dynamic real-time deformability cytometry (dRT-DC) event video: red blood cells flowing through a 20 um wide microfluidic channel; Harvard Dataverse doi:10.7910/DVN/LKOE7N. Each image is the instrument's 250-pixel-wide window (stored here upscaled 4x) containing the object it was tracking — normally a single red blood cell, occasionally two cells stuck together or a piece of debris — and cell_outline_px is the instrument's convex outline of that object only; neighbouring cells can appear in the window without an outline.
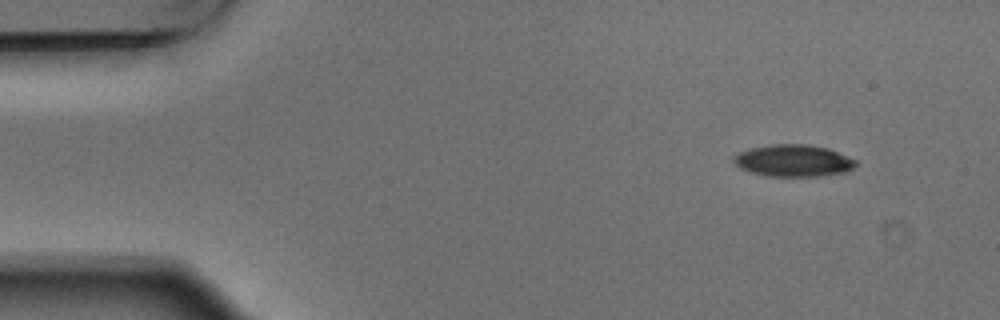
{"species": "Egyptian fruit bat (a non-hibernating species)", "species_latin": "Rousettus aegyptiacus", "temperature_condition": "warm", "stored_images_in_passage": 8, "camera_frame_rate_fps": 3000, "um_per_image_px": 0.085, "animal": {"sex": "male"}, "frame": {"image": 1, "passage_image": 1, "time_ms": 0.0, "image_size_px": [1000, 320], "cell_outline_px": [[856, 164], [852, 168], [844, 172], [816, 176], [768, 176], [748, 172], [740, 168], [732, 160], [732, 156], [748, 148], [772, 144], [808, 144], [828, 148], [856, 160]], "centroid_in_image_um": [67.38, 13.65], "position_along_channel_um": 17.6, "area_um2": 22.72}}
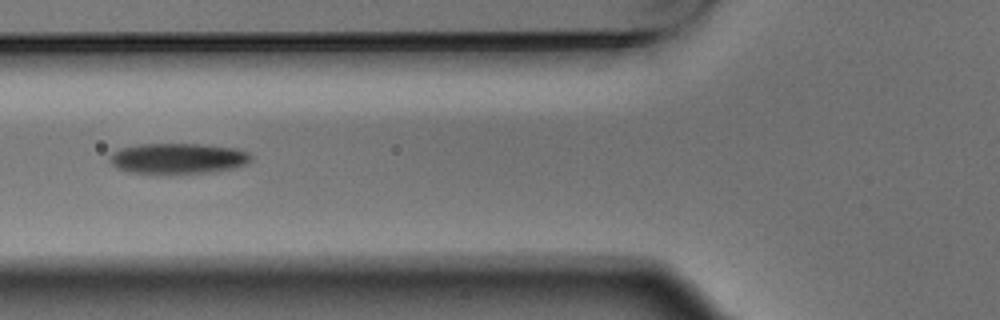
{"frame": {"image": 2, "passage_image": 5, "time_ms": 1.333, "image_size_px": [1000, 320], "cell_outline_px": [[252, 160], [248, 164], [232, 168], [212, 172], [172, 176], [160, 176], [128, 172], [116, 168], [108, 160], [112, 152], [124, 148], [140, 144], [200, 144], [236, 148], [248, 152], [252, 156]], "centroid_in_image_um": [15.12, 13.52], "position_along_channel_um": 110.7, "area_um2": 26.18}}
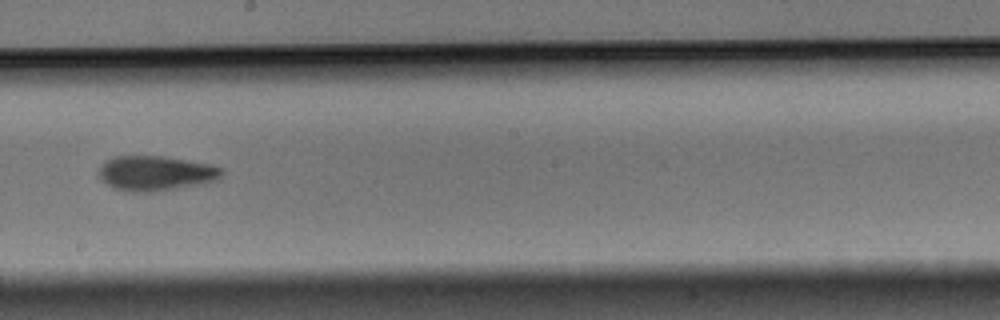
{"frame": {"image": 3, "passage_image": 8, "time_ms": 2.333, "image_size_px": [1000, 320], "cell_outline_px": [[224, 172], [216, 180], [204, 184], [156, 192], [124, 192], [112, 188], [100, 180], [96, 176], [96, 172], [100, 164], [104, 160], [116, 156], [164, 156], [212, 164], [224, 168]], "centroid_in_image_um": [13.18, 14.74], "position_along_channel_um": 235.0, "area_um2": 25.89}}